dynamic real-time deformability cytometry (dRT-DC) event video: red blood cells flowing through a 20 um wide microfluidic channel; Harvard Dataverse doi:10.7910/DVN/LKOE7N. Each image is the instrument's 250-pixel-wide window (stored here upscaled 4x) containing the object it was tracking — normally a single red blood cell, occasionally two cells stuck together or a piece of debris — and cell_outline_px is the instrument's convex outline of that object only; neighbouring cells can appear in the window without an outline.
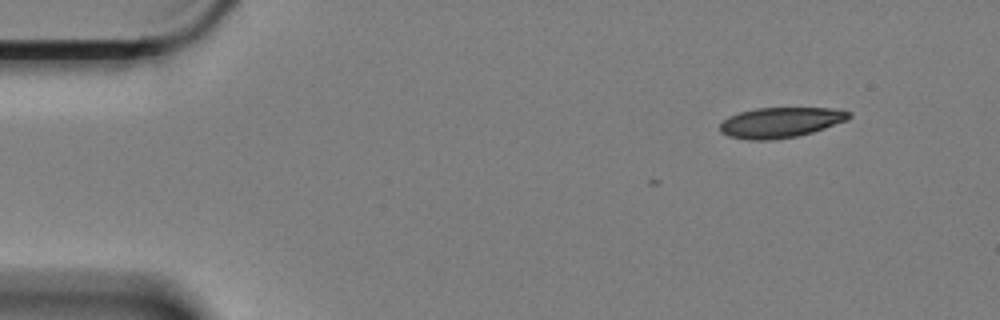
{"species": "Egyptian fruit bat (a non-hibernating species)", "species_latin": "Rousettus aegyptiacus", "temperature_condition": "cold", "stored_images_in_passage": 3, "camera_frame_rate_fps": 3000, "um_per_image_px": 0.085, "animal": {"sex": "female"}, "frame": {"image": 1, "passage_image": 1, "time_ms": 0.0, "image_size_px": [1000, 320], "cell_outline_px": [[852, 116], [848, 120], [812, 132], [796, 136], [768, 140], [748, 140], [728, 136], [720, 132], [720, 124], [728, 116], [740, 112], [756, 108], [832, 108], [852, 112]], "centroid_in_image_um": [66.35, 10.4], "position_along_channel_um": 18.7, "area_um2": 22.77}}